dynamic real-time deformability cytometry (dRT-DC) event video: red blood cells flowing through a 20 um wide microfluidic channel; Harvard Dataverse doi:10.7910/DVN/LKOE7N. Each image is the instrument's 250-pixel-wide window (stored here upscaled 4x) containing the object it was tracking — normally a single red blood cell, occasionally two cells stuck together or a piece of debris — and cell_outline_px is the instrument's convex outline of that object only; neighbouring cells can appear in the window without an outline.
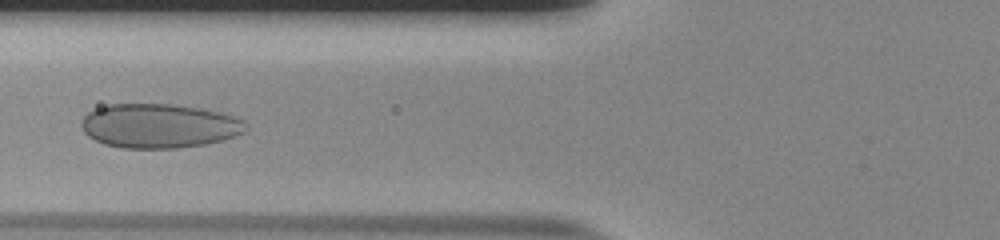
{"species": "human", "species_latin": "Homo sapiens", "temperature_condition": "room temperature", "stored_images_in_passage": 50, "camera_frame_rate_fps": 3000, "um_per_image_px": 0.085, "donor": {"sex": "male"}, "frame": {"image": 1, "passage_image": 17, "time_ms": 5.333, "image_size_px": [1000, 240], "cell_outline_px": [[248, 128], [244, 132], [236, 136], [204, 144], [176, 148], [124, 148], [104, 144], [88, 136], [84, 132], [80, 124], [84, 116], [88, 112], [96, 108], [108, 104], [172, 104], [200, 108], [220, 112], [244, 120], [248, 124]], "centroid_in_image_um": [13.52, 10.69], "position_along_channel_um": 112.3, "area_um2": 42.48}}
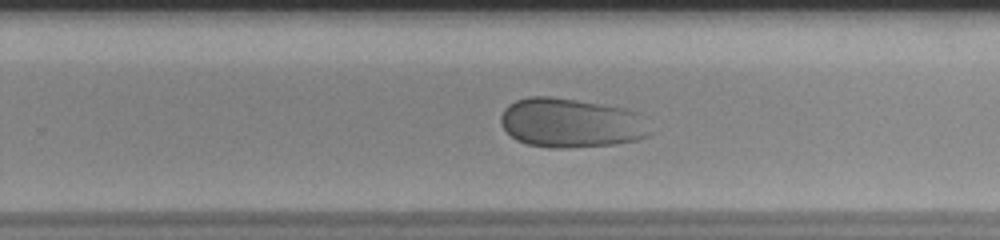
{"frame": {"image": 2, "passage_image": 31, "time_ms": 10.0, "image_size_px": [1000, 240], "cell_outline_px": [[656, 132], [648, 136], [636, 140], [616, 144], [568, 148], [552, 148], [528, 144], [516, 140], [504, 128], [500, 120], [500, 116], [504, 108], [508, 104], [516, 100], [528, 96], [552, 96], [604, 104], [624, 108], [640, 112]], "centroid_in_image_um": [48.6, 10.44], "position_along_channel_um": 281.2, "area_um2": 43.75}}
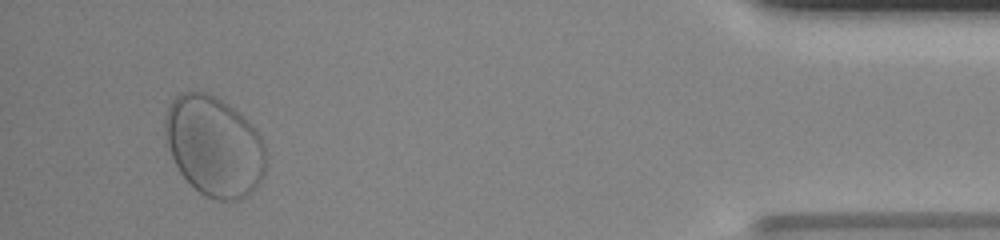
{"frame": {"image": 3, "passage_image": 47, "time_ms": 15.333, "image_size_px": [1000, 240], "cell_outline_px": [[268, 164], [264, 176], [260, 184], [248, 196], [240, 200], [216, 200], [204, 196], [180, 172], [164, 144], [164, 116], [168, 104], [180, 92], [208, 92], [216, 96], [240, 112], [260, 136], [264, 144]], "centroid_in_image_um": [18.2, 12.43], "position_along_channel_um": 417.0, "area_um2": 59.88}}